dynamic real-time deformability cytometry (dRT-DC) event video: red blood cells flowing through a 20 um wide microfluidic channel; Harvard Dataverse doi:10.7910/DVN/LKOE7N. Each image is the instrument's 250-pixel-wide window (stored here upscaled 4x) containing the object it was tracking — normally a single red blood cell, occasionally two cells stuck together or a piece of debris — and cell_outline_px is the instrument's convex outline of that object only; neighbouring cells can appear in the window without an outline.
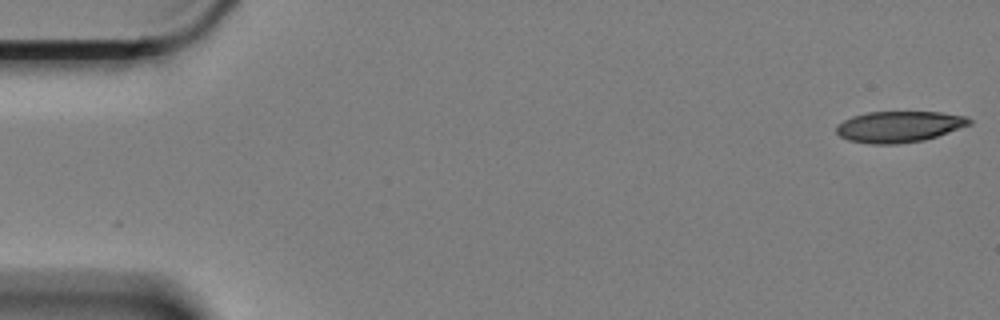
{"species": "Egyptian fruit bat (a non-hibernating species)", "species_latin": "Rousettus aegyptiacus", "temperature_condition": "cold", "stored_images_in_passage": 11, "camera_frame_rate_fps": 3000, "um_per_image_px": 0.085, "animal": {"sex": "female"}, "frame": {"image": 1, "passage_image": 1, "time_ms": 0.0, "image_size_px": [1000, 320], "cell_outline_px": [[972, 124], [924, 140], [896, 144], [872, 144], [848, 140], [840, 136], [836, 132], [836, 124], [852, 116], [868, 112], [940, 112], [968, 116], [972, 120]], "centroid_in_image_um": [76.42, 10.76], "position_along_channel_um": 8.6, "area_um2": 24.16}}